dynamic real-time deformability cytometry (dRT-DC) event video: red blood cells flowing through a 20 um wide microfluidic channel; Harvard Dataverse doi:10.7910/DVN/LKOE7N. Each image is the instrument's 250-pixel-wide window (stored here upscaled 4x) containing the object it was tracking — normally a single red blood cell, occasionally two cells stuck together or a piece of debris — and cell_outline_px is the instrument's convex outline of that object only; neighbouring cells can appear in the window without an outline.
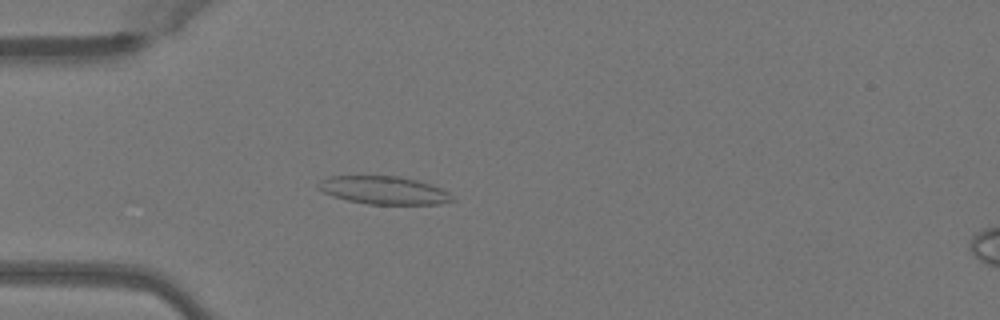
{"species": "Egyptian fruit bat (a non-hibernating species)", "species_latin": "Rousettus aegyptiacus", "temperature_condition": "warm", "stored_images_in_passage": 50, "camera_frame_rate_fps": 3000, "um_per_image_px": 0.085, "animal": {"sex": "female"}, "frame": {"image": 1, "passage_image": 14, "time_ms": 4.333, "image_size_px": [1000, 320], "cell_outline_px": [[456, 200], [440, 204], [368, 204], [348, 200], [332, 196], [316, 188], [316, 184], [320, 180], [328, 176], [400, 176], [416, 180], [440, 188], [448, 192]], "centroid_in_image_um": [32.59, 16.17], "position_along_channel_um": 52.4, "area_um2": 21.85}}
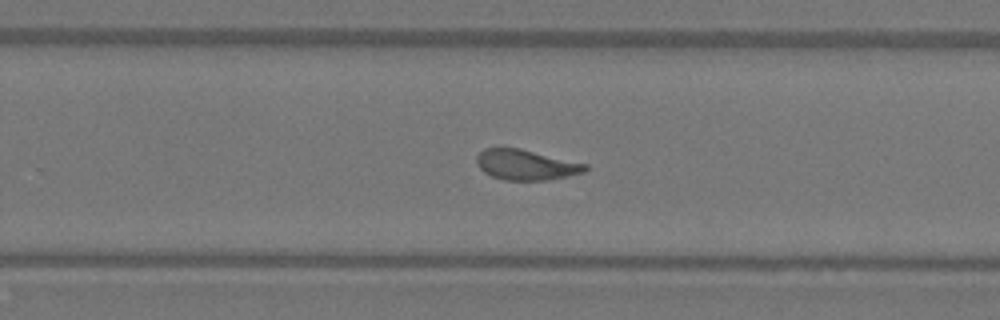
{"frame": {"image": 2, "passage_image": 32, "time_ms": 10.333, "image_size_px": [1000, 320], "cell_outline_px": [[588, 168], [584, 172], [568, 176], [544, 180], [504, 180], [492, 176], [484, 172], [476, 164], [476, 156], [484, 148], [520, 148], [588, 164]], "centroid_in_image_um": [44.7, 14.0], "position_along_channel_um": 285.1, "area_um2": 19.19}}
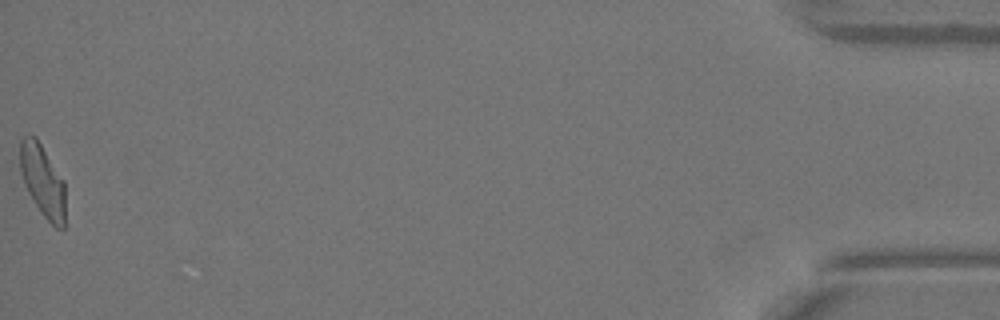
{"frame": {"image": 3, "passage_image": 50, "time_ms": 16.333, "image_size_px": [1000, 320], "cell_outline_px": [[64, 228], [56, 228], [44, 216], [28, 192], [24, 184], [20, 172], [20, 140], [28, 132], [36, 136], [64, 180]], "centroid_in_image_um": [3.6, 15.29], "position_along_channel_um": 431.6, "area_um2": 19.02}, "authors_computed_cell_mechanics": {"area_um2": 19.8832, "velocity_mm_per_s": 4.057, "shape_relaxation_time_tau1_ms": 6.6478, "shape_relaxation_time_tau2_ms": 1.3173, "deformation_change_tau1": 0.2029, "deformation_change_tau2": 0.0967}}